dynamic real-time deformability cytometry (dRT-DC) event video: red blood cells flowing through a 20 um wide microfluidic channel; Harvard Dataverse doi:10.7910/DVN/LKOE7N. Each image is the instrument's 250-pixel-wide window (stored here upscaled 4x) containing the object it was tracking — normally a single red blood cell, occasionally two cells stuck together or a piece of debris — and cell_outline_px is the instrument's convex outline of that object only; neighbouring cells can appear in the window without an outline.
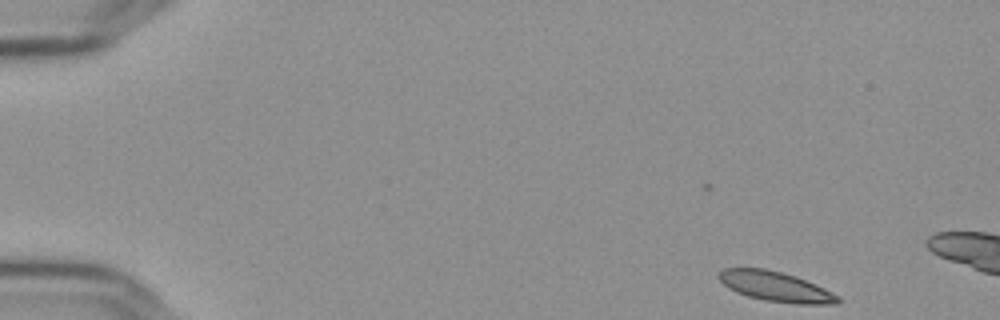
{"species": "Egyptian fruit bat (a non-hibernating species)", "species_latin": "Rousettus aegyptiacus", "temperature_condition": "cold", "stored_images_in_passage": 2, "camera_frame_rate_fps": 3000, "um_per_image_px": 0.085, "frame": {"image": 1, "passage_image": 2, "time_ms": 0.333, "image_size_px": [1000, 320], "cell_outline_px": [[840, 300], [836, 304], [800, 304], [768, 300], [748, 296], [736, 292], [728, 288], [716, 276], [724, 268], [764, 268], [784, 272], [796, 276], [816, 284], [840, 296]], "centroid_in_image_um": [65.94, 24.34], "position_along_channel_um": 19.1, "area_um2": 20.69}}